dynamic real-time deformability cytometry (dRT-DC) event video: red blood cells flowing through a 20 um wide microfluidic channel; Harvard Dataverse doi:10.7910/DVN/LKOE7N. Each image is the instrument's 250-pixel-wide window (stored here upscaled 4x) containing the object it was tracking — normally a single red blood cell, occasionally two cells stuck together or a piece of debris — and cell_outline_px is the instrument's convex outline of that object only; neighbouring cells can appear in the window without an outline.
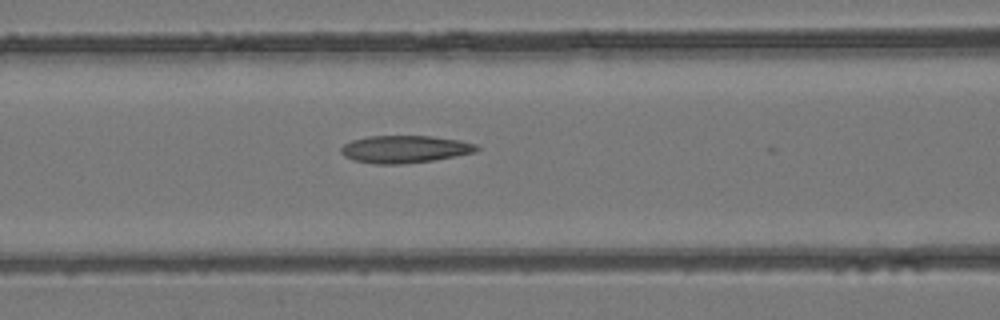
{"species": "common noctule bat (a hibernating species)", "species_latin": "Nyctalus noctula", "temperature_condition": "room temperature", "stored_images_in_passage": 22, "camera_frame_rate_fps": 3000, "um_per_image_px": 0.085, "animal": {"sex": "female", "body_mass_g": 24.6, "forearm_length_mm": 56.2}, "frame": {"image": 1, "passage_image": 21, "time_ms": 6.667, "image_size_px": [1000, 320], "cell_outline_px": [[480, 148], [476, 152], [432, 160], [400, 164], [376, 164], [352, 160], [344, 156], [340, 152], [340, 148], [344, 144], [352, 140], [368, 136], [432, 136], [460, 140], [476, 144]], "centroid_in_image_um": [34.38, 12.67], "position_along_channel_um": 132.2, "area_um2": 21.68}}